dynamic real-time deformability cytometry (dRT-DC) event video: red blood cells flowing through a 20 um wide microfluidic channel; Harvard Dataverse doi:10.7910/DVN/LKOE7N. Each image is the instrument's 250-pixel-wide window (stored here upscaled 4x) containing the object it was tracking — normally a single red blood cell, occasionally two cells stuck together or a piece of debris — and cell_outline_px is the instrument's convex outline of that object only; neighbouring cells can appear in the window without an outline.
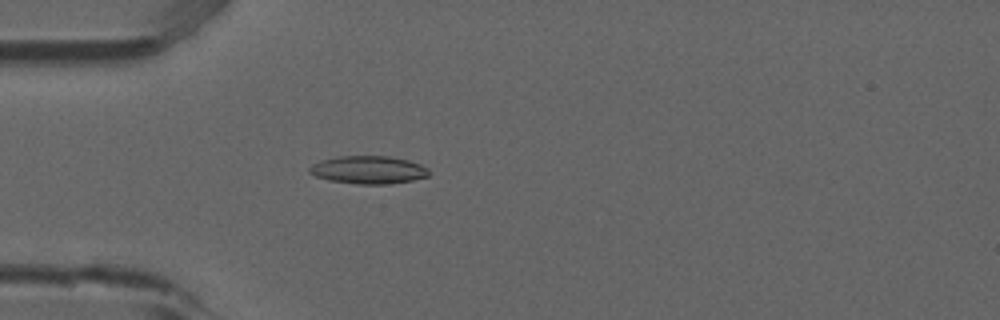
{"species": "common noctule bat (a hibernating species)", "species_latin": "Nyctalus noctula", "temperature_condition": "room temperature", "stored_images_in_passage": 34, "camera_frame_rate_fps": 3000, "um_per_image_px": 0.085, "animal": {"sex": "male", "forearm_length_mm": 52.5}, "frame": {"image": 1, "passage_image": 1, "time_ms": 0.0, "image_size_px": [1000, 320], "cell_outline_px": [[432, 172], [428, 176], [412, 180], [388, 184], [356, 184], [328, 180], [316, 176], [308, 172], [308, 168], [312, 164], [320, 160], [340, 156], [388, 156], [408, 160], [420, 164], [428, 168]], "centroid_in_image_um": [31.31, 14.44], "position_along_channel_um": 53.7, "area_um2": 19.54}}
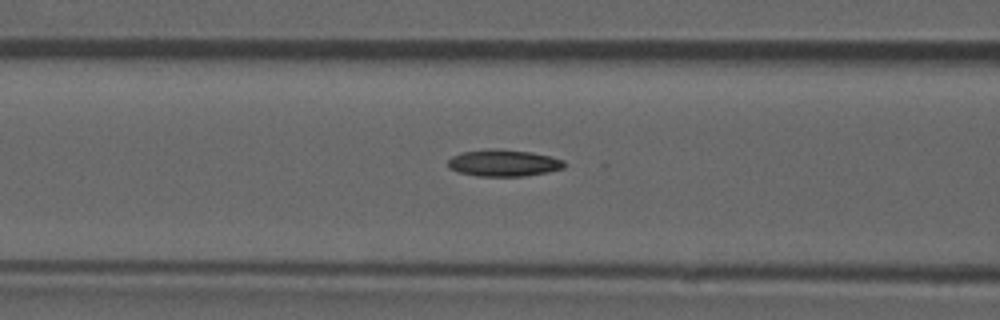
{"frame": {"image": 2, "passage_image": 7, "time_ms": 2.0, "image_size_px": [1000, 320], "cell_outline_px": [[564, 168], [548, 172], [524, 176], [476, 176], [460, 172], [448, 168], [448, 160], [452, 156], [460, 152], [488, 148], [492, 148], [532, 152], [552, 156], [564, 160]], "centroid_in_image_um": [42.79, 13.84], "position_along_channel_um": 123.8, "area_um2": 18.32}}
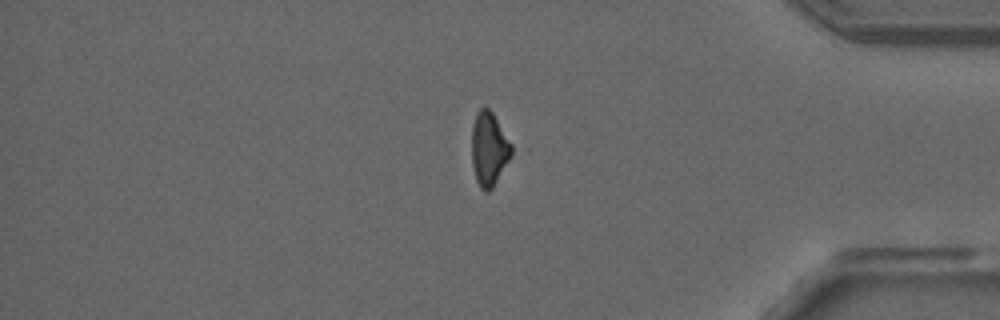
{"frame": {"image": 3, "passage_image": 30, "time_ms": 9.667, "image_size_px": [1000, 320], "cell_outline_px": [[520, 152], [492, 188], [488, 192], [484, 192], [480, 188], [476, 180], [472, 164], [472, 124], [476, 112], [480, 108], [488, 108], [492, 112], [520, 148]], "centroid_in_image_um": [41.72, 12.68], "position_along_channel_um": 393.5, "area_um2": 18.9}, "authors_computed_cell_mechanics": {"area_um2": 17.7446, "velocity_mm_per_s": 3.8885, "shape_relaxation_time_tau1_ms": null, "shape_relaxation_time_tau2_ms": 8.7607, "deformation_change_tau1": null, "deformation_change_tau2": 0.1784}}